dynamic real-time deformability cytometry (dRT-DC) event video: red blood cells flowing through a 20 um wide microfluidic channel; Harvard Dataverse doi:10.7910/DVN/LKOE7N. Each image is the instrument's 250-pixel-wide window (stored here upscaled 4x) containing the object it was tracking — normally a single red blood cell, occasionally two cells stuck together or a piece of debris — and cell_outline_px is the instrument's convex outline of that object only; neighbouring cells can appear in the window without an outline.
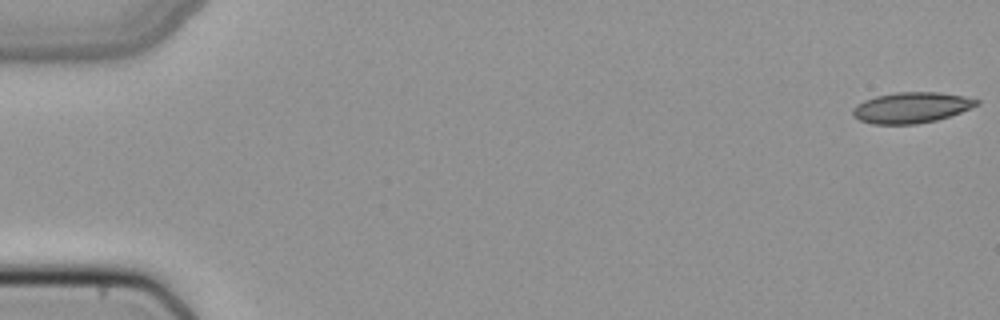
{"species": "common noctule bat (a hibernating species)", "species_latin": "Nyctalus noctula", "temperature_condition": "cold", "stored_images_in_passage": 51, "camera_frame_rate_fps": 3000, "um_per_image_px": 0.085, "animal": {"sex": "female", "body_mass_g": 22.7, "forearm_length_mm": 54.2}, "frame": {"image": 1, "passage_image": 1, "time_ms": 0.0, "image_size_px": [1000, 320], "cell_outline_px": [[980, 104], [960, 112], [936, 120], [916, 124], [872, 124], [860, 120], [852, 116], [852, 108], [856, 104], [864, 100], [876, 96], [896, 92], [940, 92], [964, 96], [980, 100]], "centroid_in_image_um": [77.44, 9.14], "position_along_channel_um": 7.6, "area_um2": 22.25}}
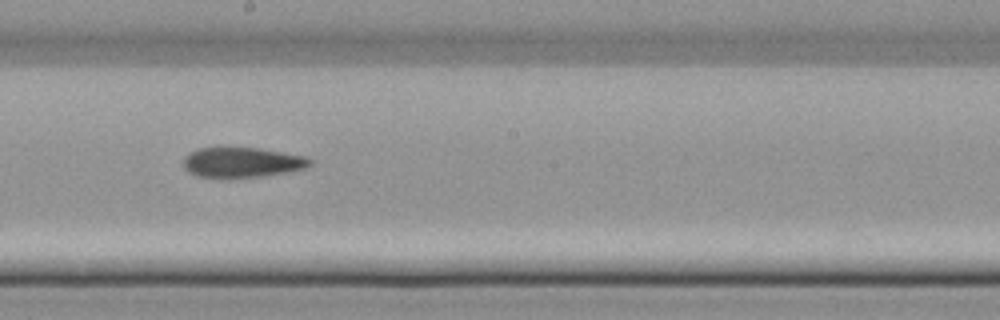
{"frame": {"image": 2, "passage_image": 29, "time_ms": 9.333, "image_size_px": [1000, 320], "cell_outline_px": [[312, 164], [304, 168], [288, 172], [264, 176], [196, 176], [188, 172], [184, 168], [184, 156], [188, 152], [196, 148], [216, 144], [220, 144], [260, 148], [308, 156], [312, 160]], "centroid_in_image_um": [20.54, 13.72], "position_along_channel_um": 227.7, "area_um2": 23.0}}
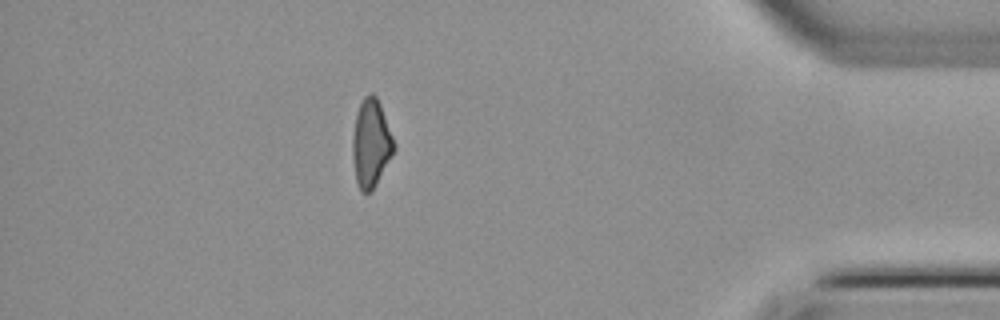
{"frame": {"image": 3, "passage_image": 45, "time_ms": 14.667, "image_size_px": [1000, 320], "cell_outline_px": [[396, 148], [372, 192], [360, 192], [356, 180], [352, 156], [352, 136], [356, 116], [360, 104], [364, 96], [368, 92], [372, 92], [376, 96], [380, 104], [396, 144]], "centroid_in_image_um": [31.54, 12.19], "position_along_channel_um": 403.7, "area_um2": 21.33}}